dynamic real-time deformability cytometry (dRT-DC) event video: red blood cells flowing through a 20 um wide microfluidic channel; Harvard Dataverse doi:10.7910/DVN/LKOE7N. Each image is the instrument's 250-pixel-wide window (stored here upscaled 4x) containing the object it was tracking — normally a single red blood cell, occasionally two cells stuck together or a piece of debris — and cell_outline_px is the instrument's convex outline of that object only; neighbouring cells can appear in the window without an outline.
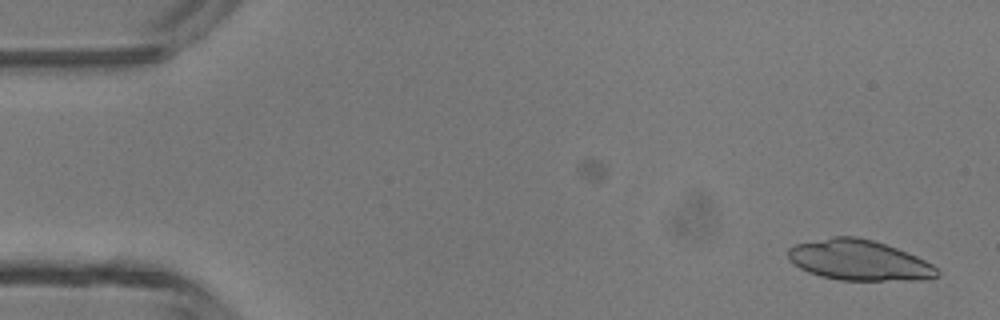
{"species": "common noctule bat (a hibernating species)", "species_latin": "Nyctalus noctula", "temperature_condition": "room temperature", "stored_images_in_passage": 22, "camera_frame_rate_fps": 3000, "um_per_image_px": 0.085, "animal": {"sex": "male", "body_mass_g": 13.3}, "frame": {"image": 1, "passage_image": 1, "time_ms": 0.0, "image_size_px": [1000, 320], "cell_outline_px": [[940, 276], [924, 280], [840, 280], [820, 276], [808, 272], [800, 268], [788, 256], [788, 248], [796, 244], [832, 236], [856, 236], [872, 240], [896, 248], [916, 256], [932, 264], [940, 272]], "centroid_in_image_um": [73.04, 22.12], "position_along_channel_um": 12.0, "area_um2": 34.97}}